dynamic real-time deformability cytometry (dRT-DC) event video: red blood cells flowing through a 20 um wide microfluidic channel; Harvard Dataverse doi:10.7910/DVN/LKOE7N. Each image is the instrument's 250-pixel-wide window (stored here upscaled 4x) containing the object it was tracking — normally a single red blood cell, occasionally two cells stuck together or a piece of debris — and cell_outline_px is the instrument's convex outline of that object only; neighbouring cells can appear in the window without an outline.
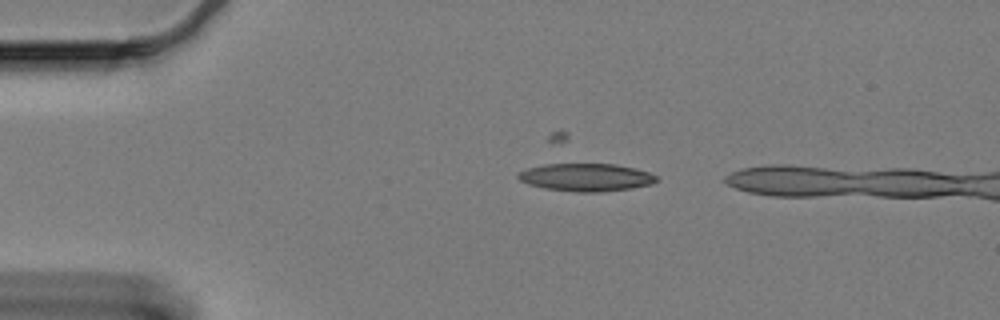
{"species": "Egyptian fruit bat (a non-hibernating species)", "species_latin": "Rousettus aegyptiacus", "temperature_condition": "cold", "stored_images_in_passage": 46, "camera_frame_rate_fps": 3000, "um_per_image_px": 0.085, "animal": {"sex": "female"}, "frame": {"image": 1, "passage_image": 6, "time_ms": 1.667, "image_size_px": [1000, 320], "cell_outline_px": [[656, 180], [652, 184], [632, 188], [600, 192], [576, 192], [544, 188], [528, 184], [520, 180], [516, 176], [520, 172], [528, 168], [544, 164], [616, 164], [648, 172], [656, 176]], "centroid_in_image_um": [49.79, 15.08], "position_along_channel_um": 35.2, "area_um2": 22.2}}
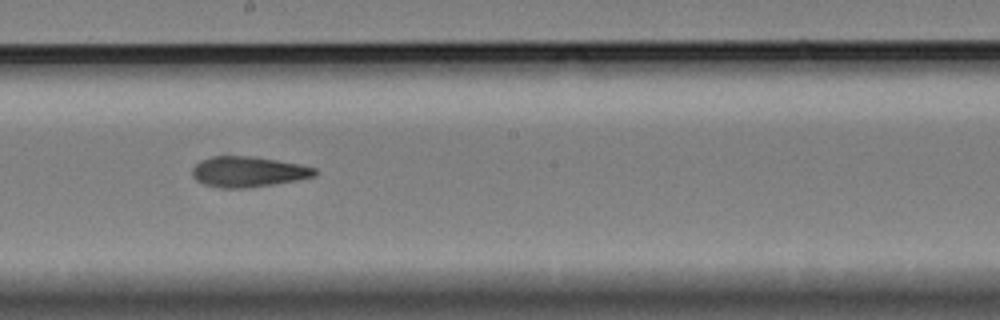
{"frame": {"image": 2, "passage_image": 27, "time_ms": 8.667, "image_size_px": [1000, 320], "cell_outline_px": [[316, 176], [296, 180], [272, 184], [244, 188], [220, 188], [204, 184], [196, 180], [192, 176], [192, 168], [200, 160], [212, 156], [252, 156], [300, 164], [316, 168]], "centroid_in_image_um": [21.06, 14.59], "position_along_channel_um": 227.1, "area_um2": 21.73}}
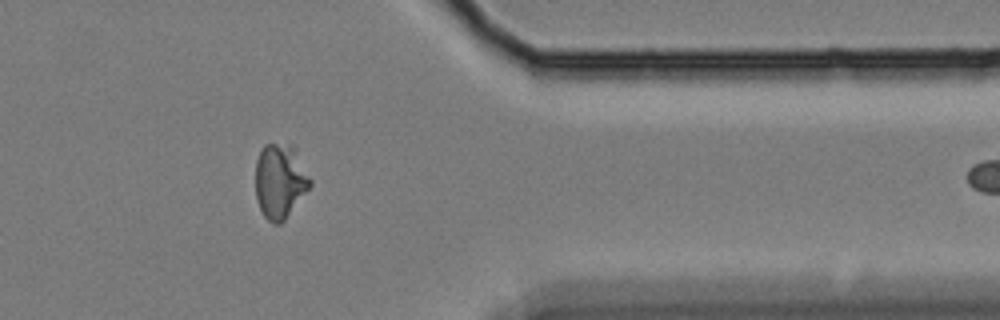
{"frame": {"image": 3, "passage_image": 43, "time_ms": 14.0, "image_size_px": [1000, 320], "cell_outline_px": [[312, 184], [284, 220], [280, 224], [272, 224], [264, 216], [260, 208], [256, 196], [256, 160], [264, 144], [292, 144], [296, 148], [312, 180]], "centroid_in_image_um": [23.82, 15.37], "position_along_channel_um": 387.6, "area_um2": 23.81}}